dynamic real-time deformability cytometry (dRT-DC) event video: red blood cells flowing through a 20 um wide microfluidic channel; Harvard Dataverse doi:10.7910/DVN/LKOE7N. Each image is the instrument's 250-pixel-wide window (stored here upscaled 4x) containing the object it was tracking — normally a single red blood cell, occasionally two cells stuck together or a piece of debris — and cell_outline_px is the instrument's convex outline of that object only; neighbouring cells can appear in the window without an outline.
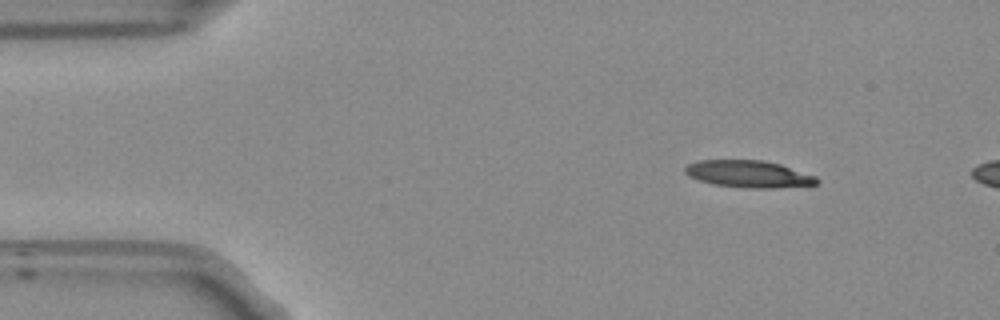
{"species": "Egyptian fruit bat (a non-hibernating species)", "species_latin": "Rousettus aegyptiacus", "temperature_condition": "room temperature", "stored_images_in_passage": 6, "camera_frame_rate_fps": 3000, "um_per_image_px": 0.085, "frame": {"image": 1, "passage_image": 1, "time_ms": 0.0, "image_size_px": [1000, 320], "cell_outline_px": [[820, 184], [776, 188], [744, 188], [712, 184], [688, 176], [684, 172], [684, 168], [688, 164], [700, 160], [764, 160], [780, 164], [816, 176], [820, 180]], "centroid_in_image_um": [63.65, 14.8], "position_along_channel_um": 21.3, "area_um2": 20.92}}